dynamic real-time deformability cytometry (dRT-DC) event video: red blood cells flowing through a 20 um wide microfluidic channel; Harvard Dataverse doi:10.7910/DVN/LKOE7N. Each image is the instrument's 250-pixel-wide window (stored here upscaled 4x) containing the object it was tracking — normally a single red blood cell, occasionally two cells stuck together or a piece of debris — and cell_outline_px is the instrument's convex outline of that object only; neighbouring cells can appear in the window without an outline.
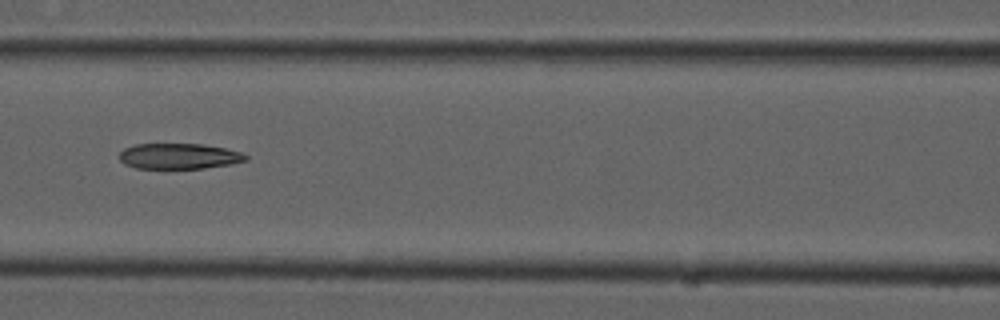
{"species": "common noctule bat (a hibernating species)", "species_latin": "Nyctalus noctula", "temperature_condition": "cold", "stored_images_in_passage": 9, "camera_frame_rate_fps": 3000, "um_per_image_px": 0.085, "animal": {"sex": "male", "forearm_length_mm": 52.5}, "frame": {"image": 1, "passage_image": 6, "time_ms": 1.667, "image_size_px": [1000, 320], "cell_outline_px": [[248, 160], [232, 164], [204, 168], [136, 168], [124, 164], [120, 160], [120, 152], [124, 148], [136, 144], [204, 144], [224, 148], [240, 152], [248, 156]], "centroid_in_image_um": [15.22, 13.27], "position_along_channel_um": 151.4, "area_um2": 18.84}}
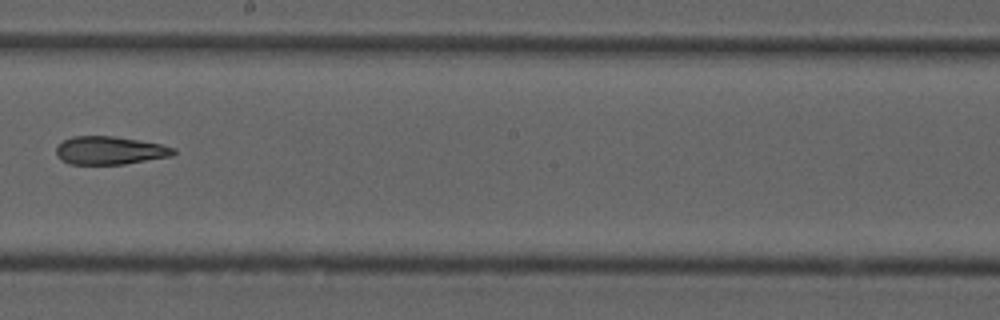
{"frame": {"image": 2, "passage_image": 8, "time_ms": 2.333, "image_size_px": [1000, 320], "cell_outline_px": [[176, 152], [172, 156], [124, 164], [68, 164], [60, 160], [56, 156], [56, 148], [64, 140], [72, 136], [112, 136], [160, 144], [176, 148]], "centroid_in_image_um": [9.31, 12.8], "position_along_channel_um": 238.9, "area_um2": 19.19}}
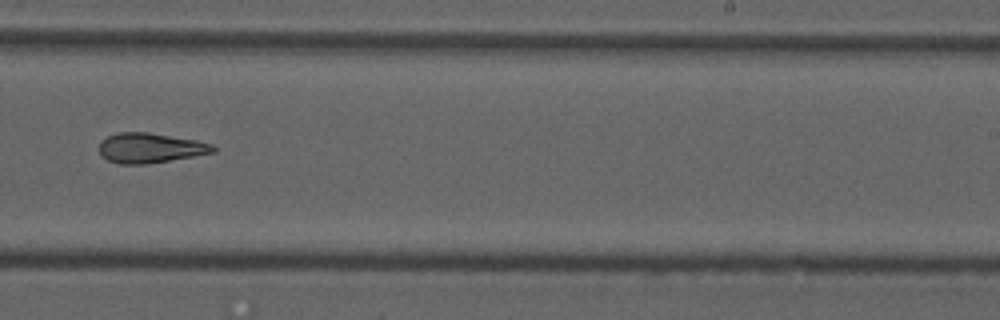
{"frame": {"image": 3, "passage_image": 9, "time_ms": 2.667, "image_size_px": [1000, 320], "cell_outline_px": [[216, 152], [144, 164], [120, 164], [108, 160], [100, 156], [100, 140], [116, 132], [148, 132], [196, 140], [212, 144], [216, 148]], "centroid_in_image_um": [12.73, 12.56], "position_along_channel_um": 276.3, "area_um2": 19.77}}